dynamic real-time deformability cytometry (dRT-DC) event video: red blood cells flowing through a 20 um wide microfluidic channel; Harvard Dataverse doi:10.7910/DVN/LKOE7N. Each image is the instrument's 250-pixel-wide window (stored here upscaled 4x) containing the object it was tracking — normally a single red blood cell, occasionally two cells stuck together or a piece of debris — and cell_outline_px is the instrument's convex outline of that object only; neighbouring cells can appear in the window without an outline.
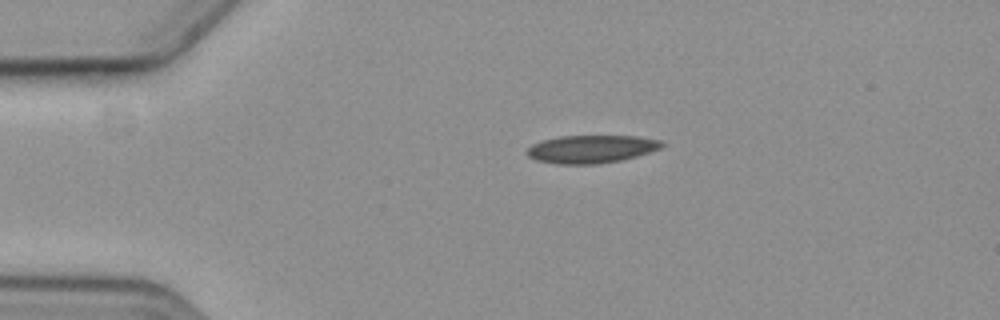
{"species": "common noctule bat (a hibernating species)", "species_latin": "Nyctalus noctula", "temperature_condition": "cold", "stored_images_in_passage": 2, "camera_frame_rate_fps": 3000, "um_per_image_px": 0.085, "animal": {"sex": "female", "body_mass_g": 19.3, "forearm_length_mm": 54.1}, "frame": {"image": 1, "passage_image": 1, "time_ms": 0.0, "image_size_px": [1000, 320], "cell_outline_px": [[668, 144], [660, 148], [636, 156], [620, 160], [600, 164], [556, 164], [536, 160], [528, 156], [524, 152], [532, 144], [544, 140], [560, 136], [636, 136], [664, 140]], "centroid_in_image_um": [50.28, 12.67], "position_along_channel_um": 34.7, "area_um2": 22.08}}